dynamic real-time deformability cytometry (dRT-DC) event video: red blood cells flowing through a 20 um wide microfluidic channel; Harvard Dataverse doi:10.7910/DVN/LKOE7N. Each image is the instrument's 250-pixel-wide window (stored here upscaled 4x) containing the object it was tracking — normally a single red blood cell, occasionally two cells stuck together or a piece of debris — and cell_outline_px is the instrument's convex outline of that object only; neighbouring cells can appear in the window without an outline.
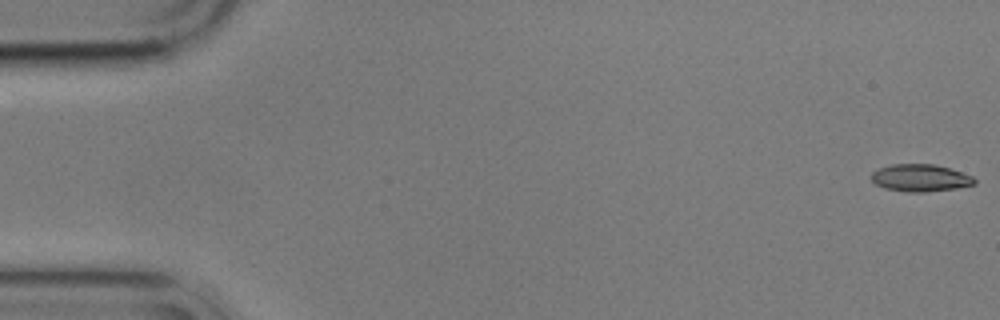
{"species": "common noctule bat (a hibernating species)", "species_latin": "Nyctalus noctula", "temperature_condition": "cold", "stored_images_in_passage": 56, "camera_frame_rate_fps": 3000, "um_per_image_px": 0.085, "animal": {"sex": "male", "body_mass_g": 17.9}, "frame": {"image": 1, "passage_image": 1, "time_ms": 0.0, "image_size_px": [1000, 320], "cell_outline_px": [[976, 184], [956, 188], [924, 192], [908, 192], [884, 188], [876, 184], [868, 176], [872, 172], [880, 168], [892, 164], [936, 164], [972, 176], [976, 180]], "centroid_in_image_um": [78.2, 15.12], "position_along_channel_um": 6.8, "area_um2": 16.36}}
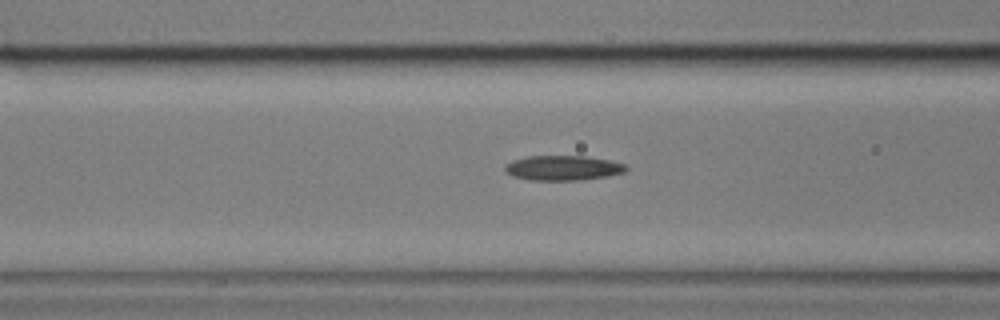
{"frame": {"image": 2, "passage_image": 22, "time_ms": 7.0, "image_size_px": [1000, 320], "cell_outline_px": [[628, 168], [624, 172], [608, 176], [576, 180], [528, 180], [512, 176], [504, 168], [504, 164], [512, 160], [528, 156], [584, 156], [608, 160], [628, 164]], "centroid_in_image_um": [47.84, 14.27], "position_along_channel_um": 118.8, "area_um2": 17.57}}
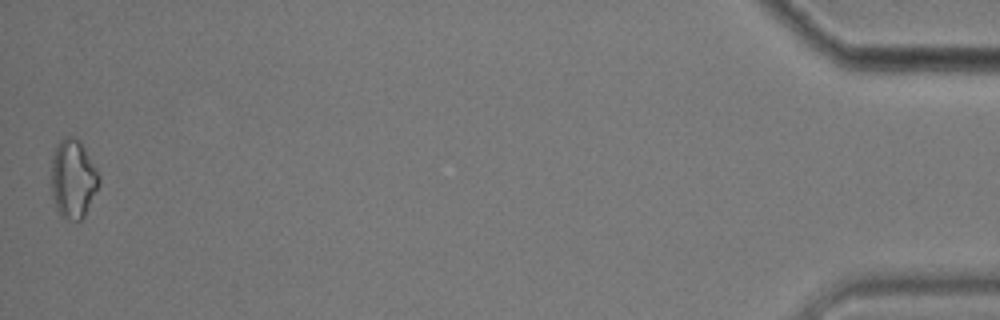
{"frame": {"image": 3, "passage_image": 56, "time_ms": 18.333, "image_size_px": [1000, 320], "cell_outline_px": [[100, 184], [84, 216], [80, 220], [72, 220], [60, 216], [56, 208], [52, 196], [52, 156], [56, 144], [64, 136], [76, 136], [80, 140], [100, 176]], "centroid_in_image_um": [6.21, 15.18], "position_along_channel_um": 429.0, "area_um2": 21.96}, "authors_computed_cell_mechanics": {"area_um2": 16.9643, "velocity_mm_per_s": 3.5545, "shape_relaxation_time_tau1_ms": 8.5734, "shape_relaxation_time_tau2_ms": 9.4477, "deformation_change_tau1": 0.1679, "deformation_change_tau2": 0.1899}}